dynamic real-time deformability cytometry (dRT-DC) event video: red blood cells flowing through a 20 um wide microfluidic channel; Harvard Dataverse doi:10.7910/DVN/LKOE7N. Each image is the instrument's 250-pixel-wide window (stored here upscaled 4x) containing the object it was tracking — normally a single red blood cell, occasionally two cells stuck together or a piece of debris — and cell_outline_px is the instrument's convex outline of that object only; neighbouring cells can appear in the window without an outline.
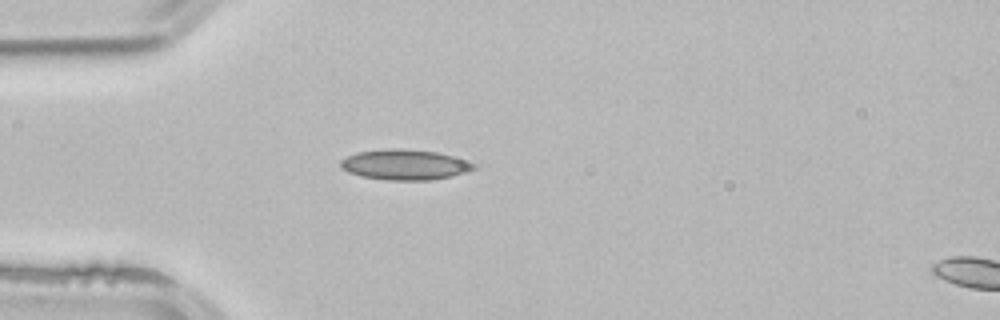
{"species": "common noctule bat (a hibernating species)", "species_latin": "Nyctalus noctula", "temperature_condition": "room temperature", "stored_images_in_passage": 39, "camera_frame_rate_fps": 3000, "um_per_image_px": 0.085, "animal": {"sex": "male", "body_mass_g": 21.5, "forearm_length_mm": 52.0}, "frame": {"image": 1, "passage_image": 1, "time_ms": 0.0, "image_size_px": [1000, 320], "cell_outline_px": [[476, 168], [452, 176], [432, 180], [388, 180], [364, 176], [348, 172], [340, 164], [340, 160], [356, 152], [384, 148], [400, 148], [436, 152], [452, 156], [476, 164]], "centroid_in_image_um": [34.4, 13.99], "position_along_channel_um": 50.6, "area_um2": 23.41}}
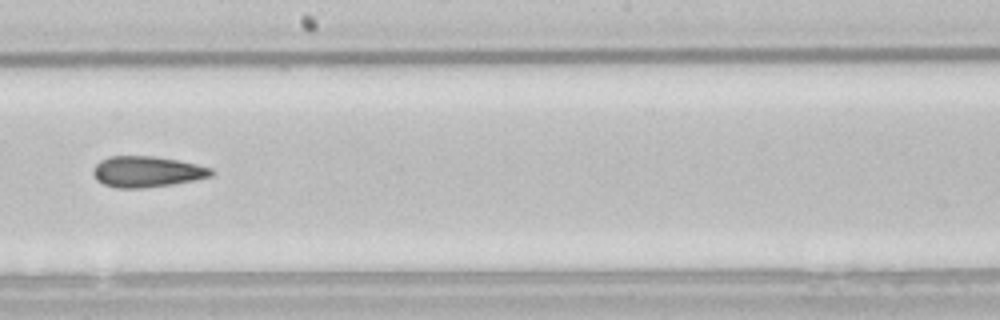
{"frame": {"image": 2, "passage_image": 16, "time_ms": 5.0, "image_size_px": [1000, 320], "cell_outline_px": [[216, 172], [212, 176], [172, 184], [144, 188], [116, 188], [104, 184], [96, 180], [92, 172], [92, 168], [100, 160], [108, 156], [152, 156], [176, 160], [196, 164], [212, 168]], "centroid_in_image_um": [12.46, 14.59], "position_along_channel_um": 235.7, "area_um2": 21.33}}
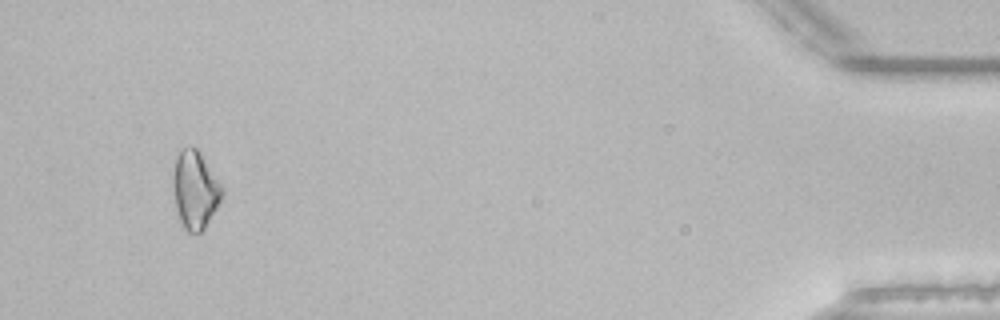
{"frame": {"image": 3, "passage_image": 36, "time_ms": 11.667, "image_size_px": [1000, 320], "cell_outline_px": [[224, 196], [204, 228], [200, 232], [188, 232], [184, 228], [180, 220], [176, 208], [172, 184], [172, 176], [176, 156], [184, 148], [196, 148], [200, 152], [224, 188]], "centroid_in_image_um": [16.59, 16.13], "position_along_channel_um": 418.6, "area_um2": 22.14}}